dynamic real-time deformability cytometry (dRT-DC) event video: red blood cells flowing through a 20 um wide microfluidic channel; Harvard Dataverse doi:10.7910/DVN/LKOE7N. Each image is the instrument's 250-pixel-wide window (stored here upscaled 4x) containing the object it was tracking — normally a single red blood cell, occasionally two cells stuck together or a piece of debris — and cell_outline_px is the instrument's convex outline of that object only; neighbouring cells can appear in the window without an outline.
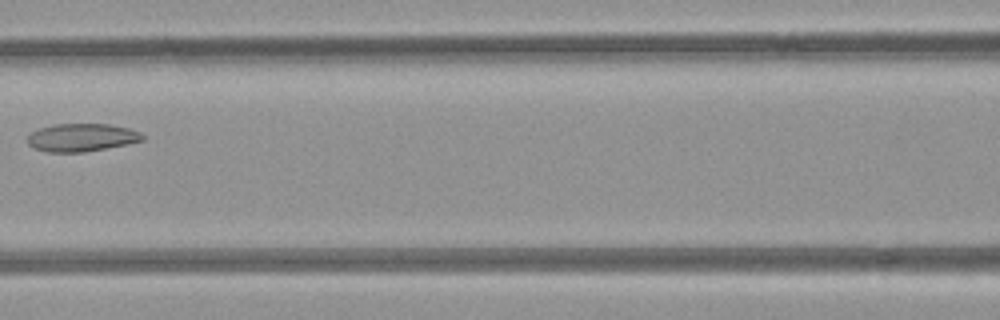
{"species": "common noctule bat (a hibernating species)", "species_latin": "Nyctalus noctula", "temperature_condition": "room temperature", "stored_images_in_passage": 4, "camera_frame_rate_fps": 3000, "um_per_image_px": 0.085, "animal": {"sex": "female", "body_mass_g": 21.9}, "frame": {"image": 1, "passage_image": 4, "time_ms": 3.333, "image_size_px": [1000, 320], "cell_outline_px": [[144, 140], [128, 144], [84, 152], [48, 152], [32, 148], [28, 144], [28, 136], [32, 132], [40, 128], [52, 124], [108, 124], [128, 128], [140, 132], [144, 136]], "centroid_in_image_um": [6.93, 11.69], "position_along_channel_um": 159.7, "area_um2": 18.73}}